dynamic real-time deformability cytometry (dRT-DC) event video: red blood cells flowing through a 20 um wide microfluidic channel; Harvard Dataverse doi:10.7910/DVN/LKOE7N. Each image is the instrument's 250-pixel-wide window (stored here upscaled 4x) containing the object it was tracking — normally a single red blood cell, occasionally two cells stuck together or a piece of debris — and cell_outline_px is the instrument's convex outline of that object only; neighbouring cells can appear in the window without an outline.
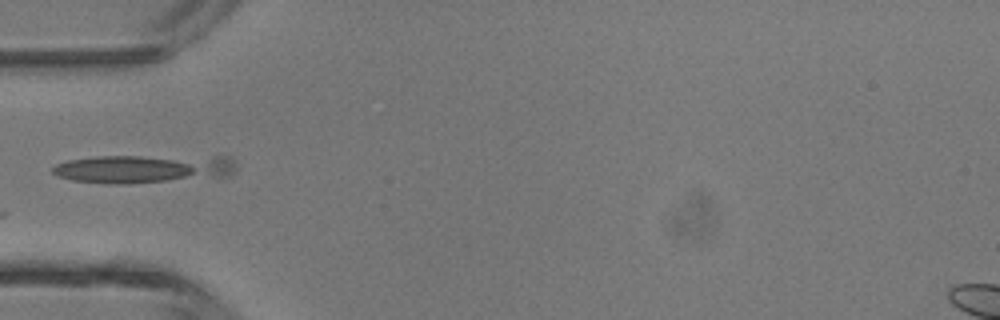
{"species": "common noctule bat (a hibernating species)", "species_latin": "Nyctalus noctula", "temperature_condition": "room temperature", "stored_images_in_passage": 5, "camera_frame_rate_fps": 3000, "um_per_image_px": 0.085, "animal": {"sex": "male", "body_mass_g": 13.3}, "frame": {"image": 1, "passage_image": 4, "time_ms": 4.333, "image_size_px": [1000, 320], "cell_outline_px": [[236, 172], [228, 176], [120, 184], [108, 184], [72, 180], [56, 176], [52, 172], [52, 168], [56, 164], [68, 160], [96, 156], [232, 156], [236, 164]], "centroid_in_image_um": [12.23, 14.33], "position_along_channel_um": 72.8, "area_um2": 30.69}}